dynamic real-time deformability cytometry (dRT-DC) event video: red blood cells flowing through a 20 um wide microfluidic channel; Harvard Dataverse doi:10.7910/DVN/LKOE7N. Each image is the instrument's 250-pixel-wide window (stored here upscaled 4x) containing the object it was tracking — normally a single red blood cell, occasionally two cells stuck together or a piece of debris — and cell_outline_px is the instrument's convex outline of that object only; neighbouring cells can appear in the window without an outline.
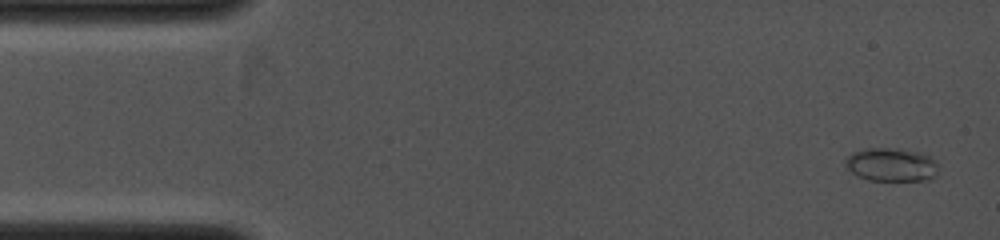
{"species": "common noctule bat (a hibernating species)", "species_latin": "Nyctalus noctula", "temperature_condition": "cold", "stored_images_in_passage": 8, "segment_of_instrument_passage": [1, 2], "camera_frame_rate_fps": 4000, "um_per_image_px": 0.085, "animal": {"sex": "female", "body_mass_g": 19.0, "forearm_length_mm": 53.3}, "frame": {"image": 1, "passage_image": 1, "time_ms": 0.0, "image_size_px": [1000, 240], "cell_outline_px": [[936, 176], [932, 180], [868, 180], [852, 172], [848, 168], [844, 160], [852, 152], [864, 148], [888, 148], [920, 152], [936, 160]], "centroid_in_image_um": [75.77, 14.0], "position_along_channel_um": 9.2, "area_um2": 17.98}}